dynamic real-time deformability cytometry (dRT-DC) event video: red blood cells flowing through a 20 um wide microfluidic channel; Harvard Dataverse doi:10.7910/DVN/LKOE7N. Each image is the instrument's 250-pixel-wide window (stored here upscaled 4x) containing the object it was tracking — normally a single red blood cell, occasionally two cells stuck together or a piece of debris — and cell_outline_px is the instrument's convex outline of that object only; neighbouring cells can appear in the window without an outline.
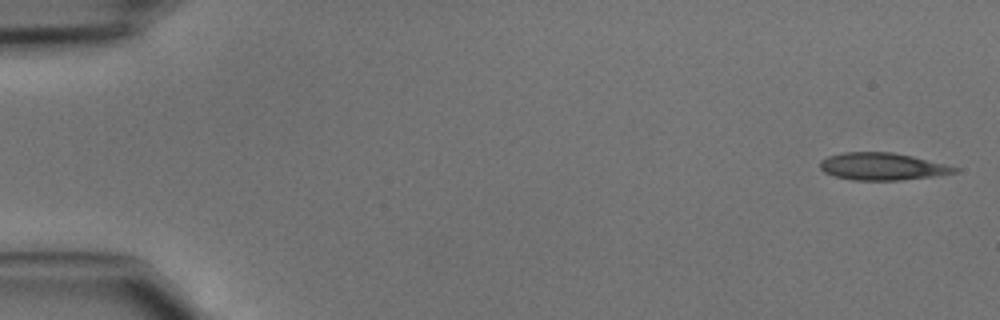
{"species": "common noctule bat (a hibernating species)", "species_latin": "Nyctalus noctula", "temperature_condition": "cold", "stored_images_in_passage": 10, "camera_frame_rate_fps": 3000, "um_per_image_px": 0.085, "animal": {"sex": "male", "body_mass_g": 15.6}, "frame": {"image": 1, "passage_image": 1, "time_ms": 0.0, "image_size_px": [1000, 320], "cell_outline_px": [[960, 168], [956, 172], [936, 176], [900, 180], [852, 180], [836, 176], [824, 172], [820, 168], [820, 160], [828, 156], [840, 152], [892, 152], [912, 156]], "centroid_in_image_um": [74.96, 14.15], "position_along_channel_um": 10.0, "area_um2": 21.33}}